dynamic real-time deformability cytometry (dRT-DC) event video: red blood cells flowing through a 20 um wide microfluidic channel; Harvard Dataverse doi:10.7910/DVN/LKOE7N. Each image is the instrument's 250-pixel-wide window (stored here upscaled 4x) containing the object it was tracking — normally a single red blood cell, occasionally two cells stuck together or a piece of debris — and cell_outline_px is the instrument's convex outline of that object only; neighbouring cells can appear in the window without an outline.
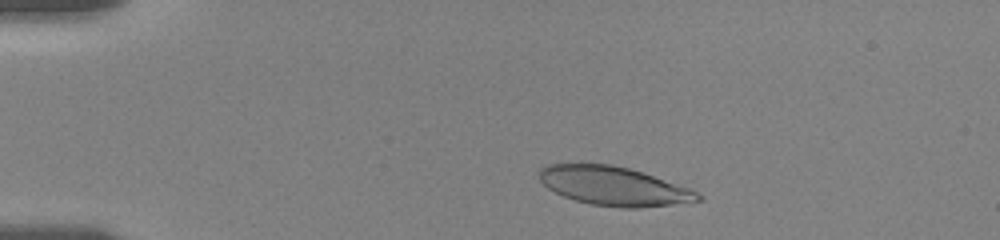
{"species": "human", "species_latin": "Homo sapiens", "temperature_condition": "room temperature", "stored_images_in_passage": 48, "camera_frame_rate_fps": 3000, "um_per_image_px": 0.085, "donor": {"sex": "female"}, "frame": {"image": 1, "passage_image": 6, "time_ms": 1.667, "image_size_px": [1000, 240], "cell_outline_px": [[704, 200], [640, 208], [620, 208], [592, 204], [576, 200], [564, 196], [548, 188], [536, 176], [536, 172], [540, 168], [548, 164], [612, 164], [628, 168], [692, 188], [704, 196]], "centroid_in_image_um": [52.19, 15.81], "position_along_channel_um": 32.8, "area_um2": 36.07}}
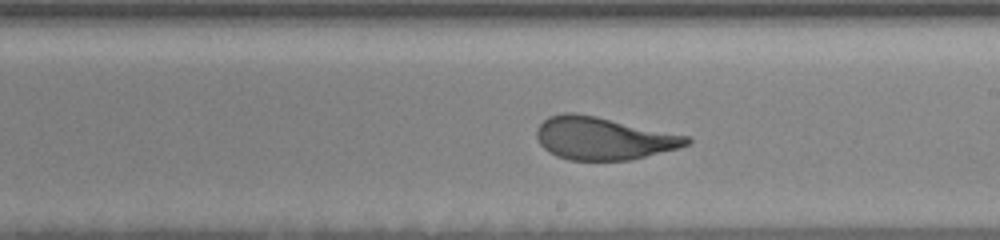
{"frame": {"image": 2, "passage_image": 25, "time_ms": 9.0, "image_size_px": [1000, 240], "cell_outline_px": [[692, 140], [688, 144], [680, 148], [632, 160], [568, 160], [556, 156], [548, 152], [540, 144], [536, 136], [536, 132], [540, 124], [548, 116], [564, 112], [572, 112], [596, 116], [688, 136]], "centroid_in_image_um": [51.27, 11.77], "position_along_channel_um": 237.7, "area_um2": 37.34}}
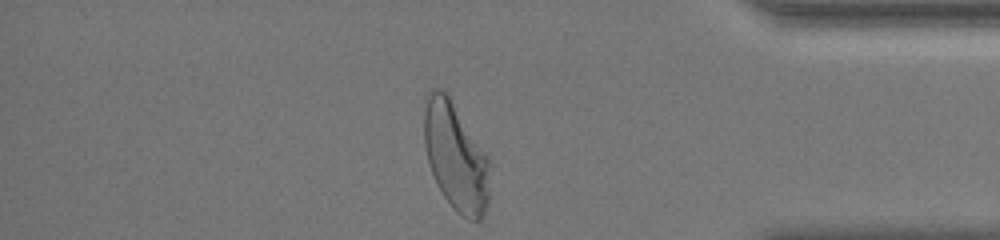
{"frame": {"image": 3, "passage_image": 47, "time_ms": 14.0, "image_size_px": [1000, 240], "cell_outline_px": [[488, 204], [480, 220], [472, 220], [456, 212], [452, 208], [444, 196], [432, 172], [428, 160], [424, 144], [424, 96], [432, 88], [444, 88], [488, 156]], "centroid_in_image_um": [38.7, 13.25], "position_along_channel_um": 396.5, "area_um2": 41.1}, "authors_computed_cell_mechanics": {"area_um2": 38.0324, "velocity_mm_per_s": 3.6051, "shape_relaxation_time_tau1_ms": 4.302, "shape_relaxation_time_tau2_ms": 0.7591, "deformation_change_tau1": 0.1957, "deformation_change_tau2": 0.0853}}